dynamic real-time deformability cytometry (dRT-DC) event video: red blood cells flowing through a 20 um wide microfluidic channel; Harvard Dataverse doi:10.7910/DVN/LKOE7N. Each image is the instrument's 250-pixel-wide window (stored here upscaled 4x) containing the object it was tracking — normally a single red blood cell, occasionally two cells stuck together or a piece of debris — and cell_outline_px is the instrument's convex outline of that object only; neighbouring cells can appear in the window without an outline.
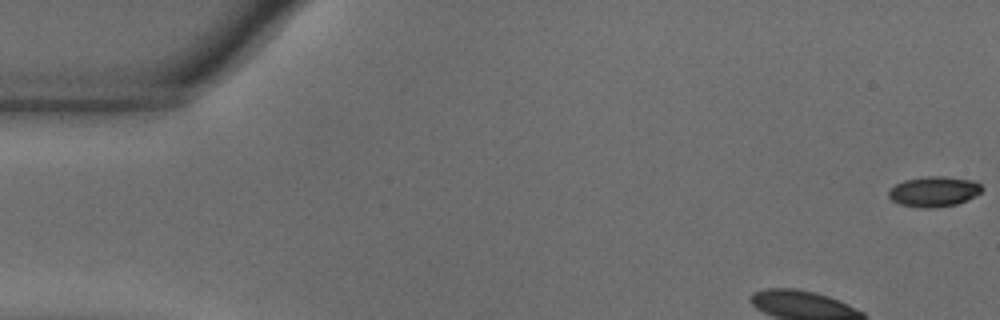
{"species": "common noctule bat (a hibernating species)", "species_latin": "Nyctalus noctula", "temperature_condition": "warm", "stored_images_in_passage": 52, "camera_frame_rate_fps": 3000, "um_per_image_px": 0.085, "animal": {"sex": "male", "body_mass_g": 18.8}, "frame": {"image": 1, "passage_image": 1, "time_ms": 0.0, "image_size_px": [1000, 320], "cell_outline_px": [[984, 188], [980, 192], [956, 204], [928, 208], [924, 208], [900, 204], [892, 200], [888, 196], [888, 192], [896, 184], [904, 180], [928, 176], [944, 176], [976, 180]], "centroid_in_image_um": [79.39, 16.26], "position_along_channel_um": 5.6, "area_um2": 16.24}}
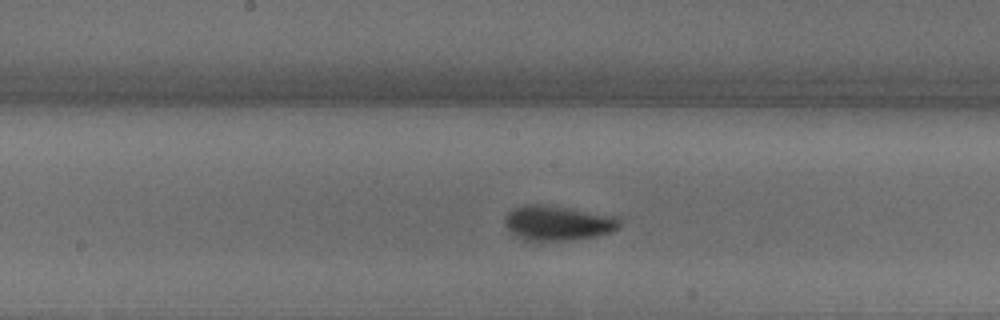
{"frame": {"image": 2, "passage_image": 24, "time_ms": 7.667, "image_size_px": [1000, 320], "cell_outline_px": [[620, 228], [612, 232], [596, 236], [568, 240], [524, 240], [516, 236], [504, 224], [504, 220], [508, 212], [512, 208], [524, 204], [544, 204], [616, 216], [620, 220]], "centroid_in_image_um": [47.41, 18.94], "position_along_channel_um": 200.8, "area_um2": 23.29}}
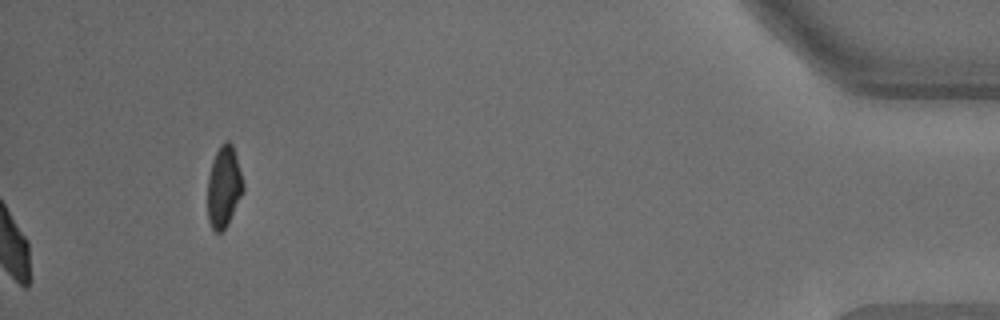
{"frame": {"image": 3, "passage_image": 52, "time_ms": 17.0, "image_size_px": [1000, 320], "cell_outline_px": [[244, 192], [228, 224], [220, 232], [216, 232], [212, 228], [208, 220], [208, 176], [212, 160], [220, 144], [224, 140], [228, 140], [232, 144], [236, 156], [244, 184]], "centroid_in_image_um": [19.03, 15.86], "position_along_channel_um": 416.2, "area_um2": 16.99}, "authors_computed_cell_mechanics": {"area_um2": 20.8369, "velocity_mm_per_s": 3.6414, "shape_relaxation_time_tau1_ms": 3.0387, "shape_relaxation_time_tau2_ms": null, "deformation_change_tau1": 0.1246, "deformation_change_tau2": null}}